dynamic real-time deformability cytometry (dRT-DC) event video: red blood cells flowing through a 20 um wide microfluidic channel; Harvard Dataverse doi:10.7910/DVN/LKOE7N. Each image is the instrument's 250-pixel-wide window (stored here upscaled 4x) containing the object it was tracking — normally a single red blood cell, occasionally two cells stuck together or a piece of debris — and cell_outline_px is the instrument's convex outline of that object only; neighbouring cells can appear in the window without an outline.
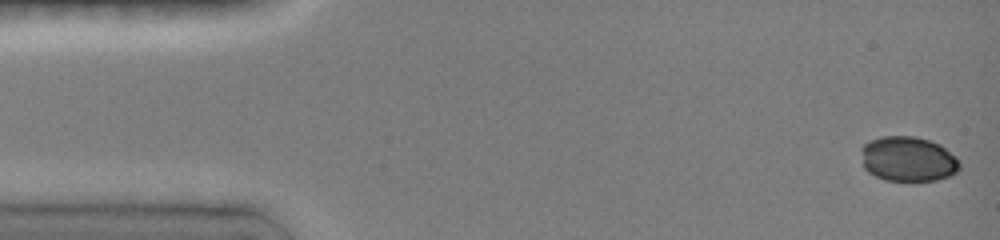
{"species": "common noctule bat (a hibernating species)", "species_latin": "Nyctalus noctula", "temperature_condition": "room temperature", "stored_images_in_passage": 20, "camera_frame_rate_fps": 3000, "um_per_image_px": 0.085, "animal": {"sex": "female", "body_mass_g": 19.0, "forearm_length_mm": 51.5}, "frame": {"image": 1, "passage_image": 1, "time_ms": 0.0, "image_size_px": [1000, 240], "cell_outline_px": [[960, 168], [956, 172], [948, 176], [936, 180], [884, 180], [868, 172], [864, 168], [860, 148], [864, 144], [880, 136], [916, 136], [940, 144], [956, 156], [960, 160]], "centroid_in_image_um": [77.18, 13.5], "position_along_channel_um": 7.8, "area_um2": 25.89}}
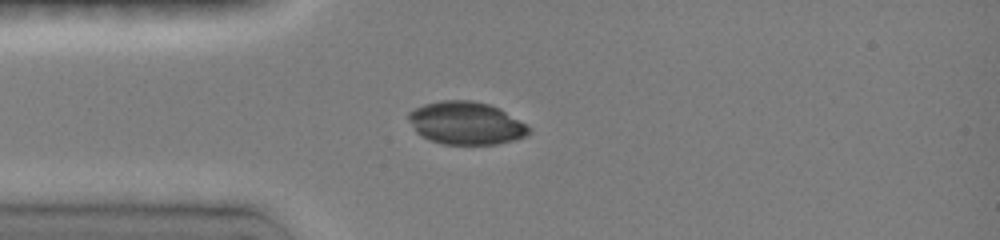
{"frame": {"image": 2, "passage_image": 9, "time_ms": 3.667, "image_size_px": [1000, 240], "cell_outline_px": [[532, 132], [524, 136], [512, 140], [496, 144], [444, 144], [428, 140], [420, 136], [416, 132], [408, 120], [408, 112], [424, 104], [440, 100], [472, 100], [488, 104], [500, 108], [524, 124]], "centroid_in_image_um": [39.56, 10.46], "position_along_channel_um": 45.4, "area_um2": 29.88}}
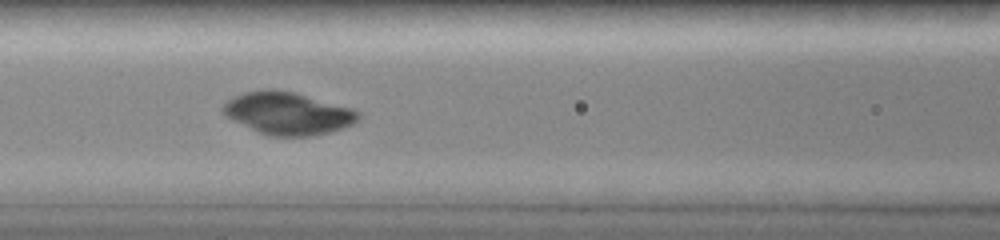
{"frame": {"image": 3, "passage_image": 15, "time_ms": 6.333, "image_size_px": [1000, 240], "cell_outline_px": [[360, 120], [344, 128], [332, 132], [316, 136], [268, 136], [232, 120], [224, 116], [220, 112], [220, 108], [228, 100], [244, 92], [292, 92], [352, 108], [360, 112]], "centroid_in_image_um": [24.5, 9.69], "position_along_channel_um": 142.1, "area_um2": 32.95}}